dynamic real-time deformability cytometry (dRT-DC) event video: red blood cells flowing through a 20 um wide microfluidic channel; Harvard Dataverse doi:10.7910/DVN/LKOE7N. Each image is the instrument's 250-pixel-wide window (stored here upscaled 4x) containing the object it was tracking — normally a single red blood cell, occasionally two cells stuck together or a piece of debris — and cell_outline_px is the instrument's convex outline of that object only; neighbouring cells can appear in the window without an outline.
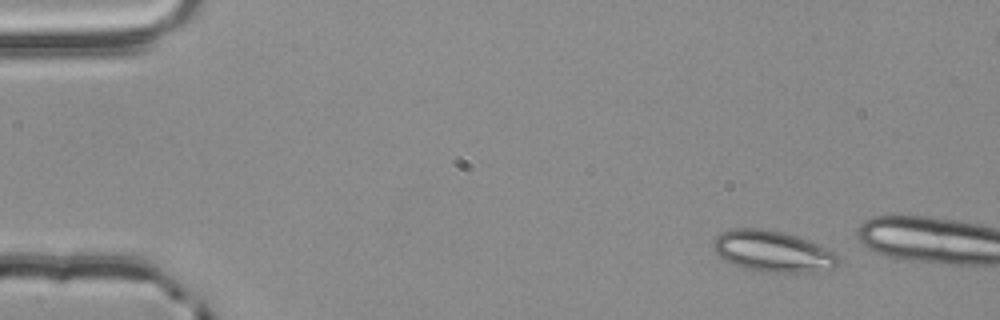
{"species": "common noctule bat (a hibernating species)", "species_latin": "Nyctalus noctula", "temperature_condition": "room temperature", "stored_images_in_passage": 3, "camera_frame_rate_fps": 3000, "um_per_image_px": 0.085, "animal": {"sex": "male", "body_mass_g": 20.4}, "frame": {"image": 1, "passage_image": 1, "time_ms": 0.0, "image_size_px": [1000, 320], "cell_outline_px": [[840, 264], [836, 268], [812, 272], [760, 272], [744, 268], [724, 260], [712, 248], [712, 240], [720, 232], [732, 228], [760, 228], [780, 232], [796, 236], [808, 240], [832, 252], [840, 260]], "centroid_in_image_um": [65.64, 21.37], "position_along_channel_um": 19.4, "area_um2": 30.0}}